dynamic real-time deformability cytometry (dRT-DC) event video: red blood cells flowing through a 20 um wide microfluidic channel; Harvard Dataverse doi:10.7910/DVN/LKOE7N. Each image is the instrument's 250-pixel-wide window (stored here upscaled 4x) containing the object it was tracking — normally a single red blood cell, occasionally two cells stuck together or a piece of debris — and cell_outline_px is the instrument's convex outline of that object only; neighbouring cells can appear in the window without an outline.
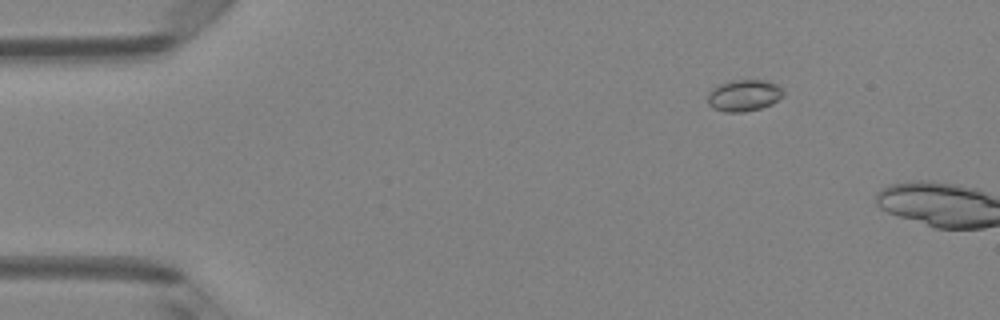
{"species": "Egyptian fruit bat (a non-hibernating species)", "species_latin": "Rousettus aegyptiacus", "temperature_condition": "room temperature", "stored_images_in_passage": 4, "camera_frame_rate_fps": 3000, "um_per_image_px": 0.085, "animal": {"sex": "female"}, "frame": {"image": 1, "passage_image": 3, "time_ms": 0.667, "image_size_px": [1000, 320], "cell_outline_px": [[784, 96], [772, 104], [760, 108], [744, 112], [724, 112], [712, 108], [708, 104], [708, 96], [720, 84], [728, 80], [764, 80], [776, 84], [784, 92]], "centroid_in_image_um": [63.26, 8.12], "position_along_channel_um": 21.7, "area_um2": 13.81}}